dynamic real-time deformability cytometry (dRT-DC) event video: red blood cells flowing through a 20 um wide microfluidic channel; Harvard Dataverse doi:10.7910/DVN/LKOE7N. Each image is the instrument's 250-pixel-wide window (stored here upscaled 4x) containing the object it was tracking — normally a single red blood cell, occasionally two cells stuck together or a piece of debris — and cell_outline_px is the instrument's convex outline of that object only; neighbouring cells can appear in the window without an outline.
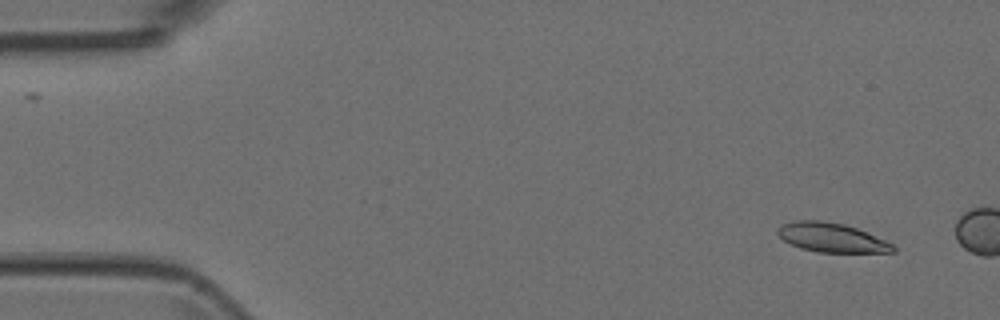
{"species": "Egyptian fruit bat (a non-hibernating species)", "species_latin": "Rousettus aegyptiacus", "temperature_condition": "room temperature", "stored_images_in_passage": 3, "camera_frame_rate_fps": 3000, "um_per_image_px": 0.085, "animal": {"sex": "female"}, "frame": {"image": 1, "passage_image": 1, "time_ms": 0.0, "image_size_px": [1000, 320], "cell_outline_px": [[896, 252], [816, 252], [800, 248], [784, 240], [776, 232], [776, 228], [780, 224], [796, 220], [820, 220], [844, 224], [856, 228], [884, 240], [892, 244], [896, 248]], "centroid_in_image_um": [70.64, 20.19], "position_along_channel_um": 14.4, "area_um2": 19.54}}